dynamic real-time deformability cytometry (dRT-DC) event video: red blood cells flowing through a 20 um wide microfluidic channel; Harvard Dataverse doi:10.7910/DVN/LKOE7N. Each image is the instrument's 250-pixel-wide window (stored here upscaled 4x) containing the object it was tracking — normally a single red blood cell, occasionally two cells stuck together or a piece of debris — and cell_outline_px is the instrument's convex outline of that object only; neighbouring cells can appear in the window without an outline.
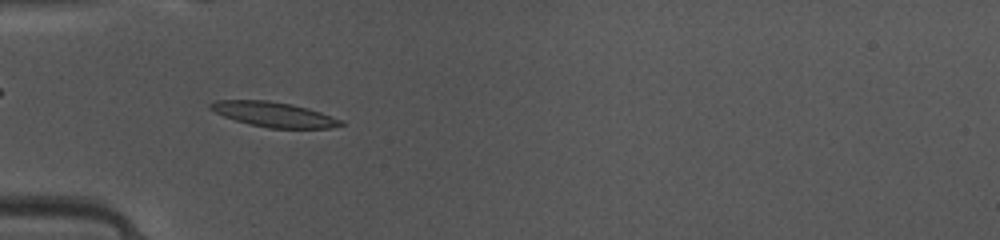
{"species": "common noctule bat (a hibernating species)", "species_latin": "Nyctalus noctula", "temperature_condition": "warm", "stored_images_in_passage": 23, "camera_frame_rate_fps": 3000, "um_per_image_px": 0.085, "animal": {"sex": "female", "body_mass_g": 10.0, "forearm_length_mm": 53.1}, "frame": {"image": 1, "passage_image": 2, "time_ms": 0.333, "image_size_px": [1000, 240], "cell_outline_px": [[344, 124], [328, 128], [268, 128], [248, 124], [224, 116], [208, 108], [208, 104], [216, 100], [268, 100], [292, 104], [308, 108], [344, 120]], "centroid_in_image_um": [23.27, 9.72], "position_along_channel_um": 61.7, "area_um2": 18.96}}
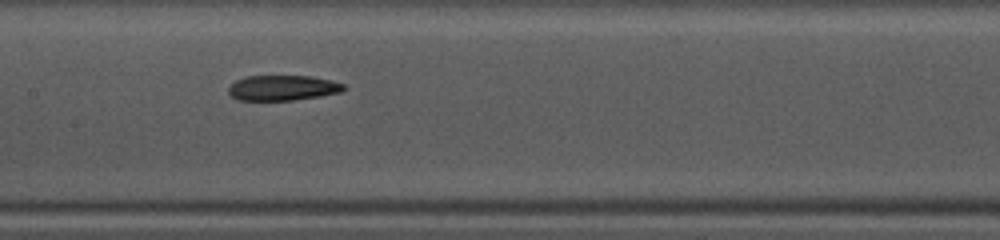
{"frame": {"image": 2, "passage_image": 11, "time_ms": 3.333, "image_size_px": [1000, 240], "cell_outline_px": [[348, 88], [340, 92], [320, 96], [296, 100], [236, 100], [228, 92], [228, 88], [236, 80], [248, 76], [308, 76], [328, 80], [344, 84]], "centroid_in_image_um": [24.02, 7.48], "position_along_channel_um": 183.4, "area_um2": 16.88}}
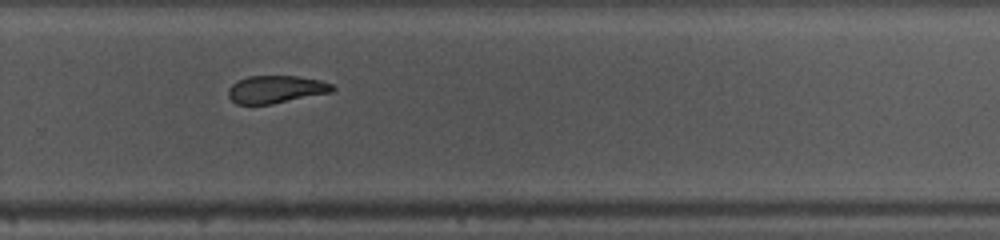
{"frame": {"image": 3, "passage_image": 20, "time_ms": 6.333, "image_size_px": [1000, 240], "cell_outline_px": [[336, 88], [332, 92], [272, 104], [236, 104], [228, 96], [228, 88], [236, 80], [248, 76], [300, 76], [320, 80], [332, 84]], "centroid_in_image_um": [23.45, 7.59], "position_along_channel_um": 306.4, "area_um2": 16.88}}